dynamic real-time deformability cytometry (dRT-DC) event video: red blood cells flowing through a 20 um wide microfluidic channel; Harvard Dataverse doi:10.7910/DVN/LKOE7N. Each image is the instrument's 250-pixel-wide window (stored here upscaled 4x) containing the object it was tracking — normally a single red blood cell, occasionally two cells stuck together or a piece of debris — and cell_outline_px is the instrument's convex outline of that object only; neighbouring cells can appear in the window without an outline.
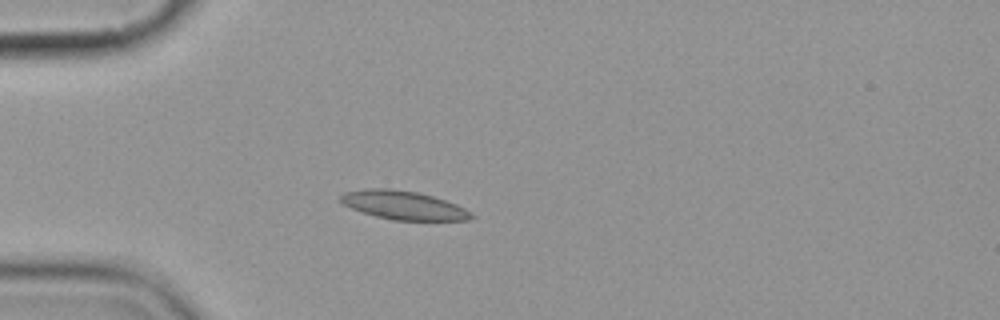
{"species": "common noctule bat (a hibernating species)", "species_latin": "Nyctalus noctula", "temperature_condition": "cold", "stored_images_in_passage": 5, "camera_frame_rate_fps": 3000, "um_per_image_px": 0.085, "animal": {"sex": "female", "body_mass_g": 19.9}, "frame": {"image": 1, "passage_image": 5, "time_ms": 4.667, "image_size_px": [1000, 320], "cell_outline_px": [[476, 216], [468, 220], [392, 220], [376, 216], [352, 208], [344, 204], [340, 200], [340, 196], [344, 192], [368, 188], [392, 188], [420, 192], [456, 204], [464, 208]], "centroid_in_image_um": [34.3, 17.43], "position_along_channel_um": 50.7, "area_um2": 21.73}}